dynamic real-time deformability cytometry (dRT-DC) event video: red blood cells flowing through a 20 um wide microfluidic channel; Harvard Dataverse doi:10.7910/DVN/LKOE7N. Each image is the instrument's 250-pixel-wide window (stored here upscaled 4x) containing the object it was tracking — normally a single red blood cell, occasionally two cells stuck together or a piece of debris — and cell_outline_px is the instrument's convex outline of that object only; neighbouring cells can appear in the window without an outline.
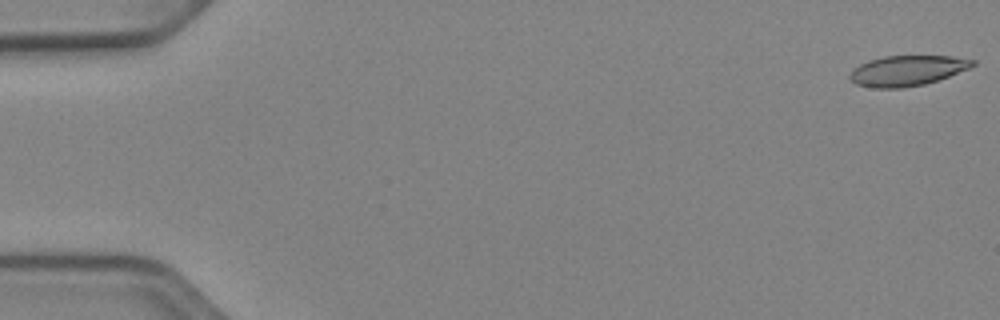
{"species": "Egyptian fruit bat (a non-hibernating species)", "species_latin": "Rousettus aegyptiacus", "temperature_condition": "cold", "stored_images_in_passage": 52, "camera_frame_rate_fps": 3000, "um_per_image_px": 0.085, "animal": {"sex": "female"}, "frame": {"image": 1, "passage_image": 1, "time_ms": 0.0, "image_size_px": [1000, 320], "cell_outline_px": [[976, 64], [968, 68], [948, 76], [924, 84], [904, 88], [872, 88], [856, 84], [848, 76], [852, 68], [868, 60], [884, 56], [952, 56], [976, 60]], "centroid_in_image_um": [77.07, 6.0], "position_along_channel_um": 7.9, "area_um2": 21.68}}
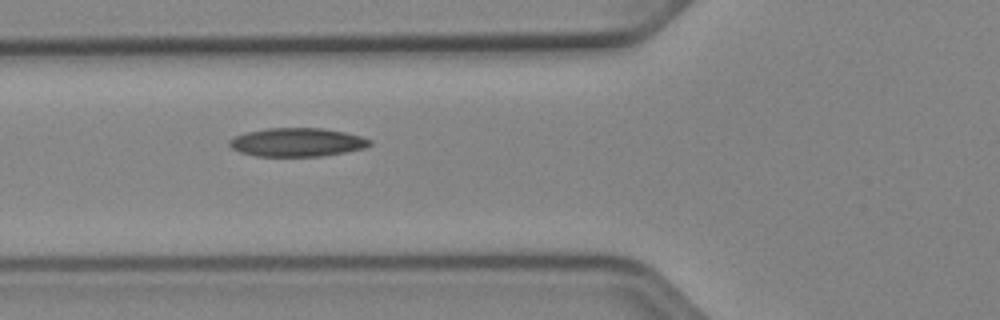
{"frame": {"image": 2, "passage_image": 20, "time_ms": 6.333, "image_size_px": [1000, 320], "cell_outline_px": [[372, 144], [364, 148], [324, 156], [256, 156], [240, 152], [232, 148], [228, 144], [228, 140], [232, 136], [248, 132], [268, 128], [320, 128], [344, 132], [360, 136], [372, 140]], "centroid_in_image_um": [25.23, 12.09], "position_along_channel_um": 100.6, "area_um2": 23.35}}
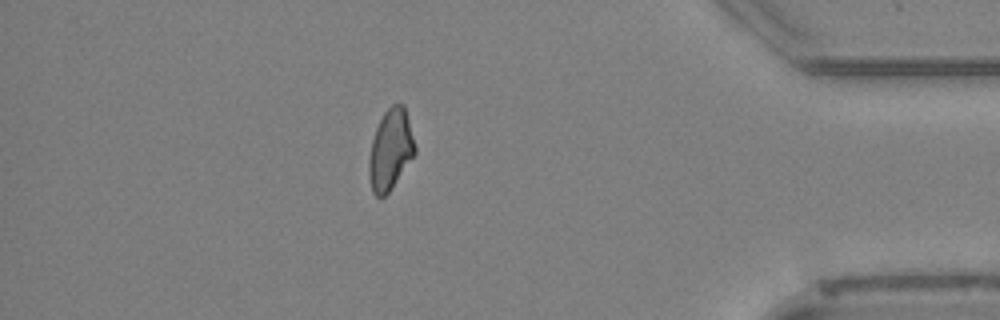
{"frame": {"image": 3, "passage_image": 46, "time_ms": 15.0, "image_size_px": [1000, 320], "cell_outline_px": [[416, 152], [388, 192], [380, 200], [372, 192], [368, 172], [368, 160], [372, 140], [376, 128], [384, 112], [392, 104], [404, 104], [416, 148]], "centroid_in_image_um": [33.17, 12.73], "position_along_channel_um": 402.0, "area_um2": 21.39}, "authors_computed_cell_mechanics": {"area_um2": 22.4842, "velocity_mm_per_s": 3.9096, "shape_relaxation_time_tau1_ms": 9.5976, "shape_relaxation_time_tau2_ms": 3.9847, "deformation_change_tau1": 0.182, "deformation_change_tau2": 0.113}}